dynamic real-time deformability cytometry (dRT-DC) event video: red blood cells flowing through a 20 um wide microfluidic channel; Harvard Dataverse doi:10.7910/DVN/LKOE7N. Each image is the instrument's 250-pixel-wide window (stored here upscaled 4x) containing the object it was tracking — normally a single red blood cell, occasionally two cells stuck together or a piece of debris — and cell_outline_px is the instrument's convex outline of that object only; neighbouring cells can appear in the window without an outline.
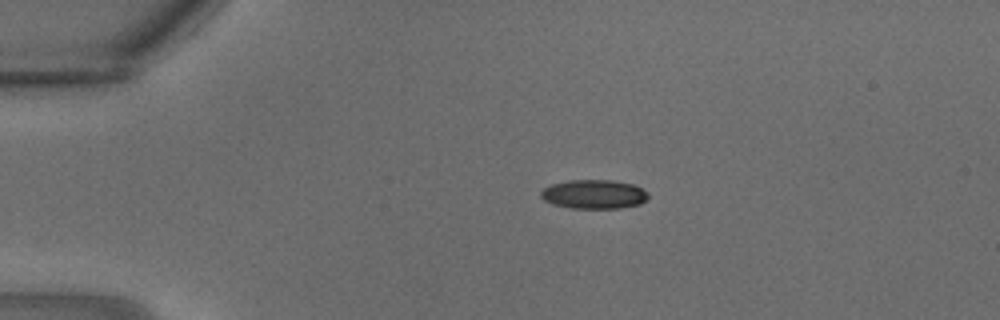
{"species": "common noctule bat (a hibernating species)", "species_latin": "Nyctalus noctula", "temperature_condition": "warm", "stored_images_in_passage": 8, "camera_frame_rate_fps": 3000, "um_per_image_px": 0.085, "animal": {"sex": "male", "body_mass_g": 18.8}, "frame": {"image": 1, "passage_image": 1, "time_ms": 0.0, "image_size_px": [1000, 320], "cell_outline_px": [[648, 196], [640, 204], [620, 208], [572, 208], [552, 204], [544, 200], [540, 196], [540, 192], [544, 188], [552, 184], [572, 180], [612, 180], [632, 184], [648, 192]], "centroid_in_image_um": [50.47, 16.51], "position_along_channel_um": 34.5, "area_um2": 18.03}}
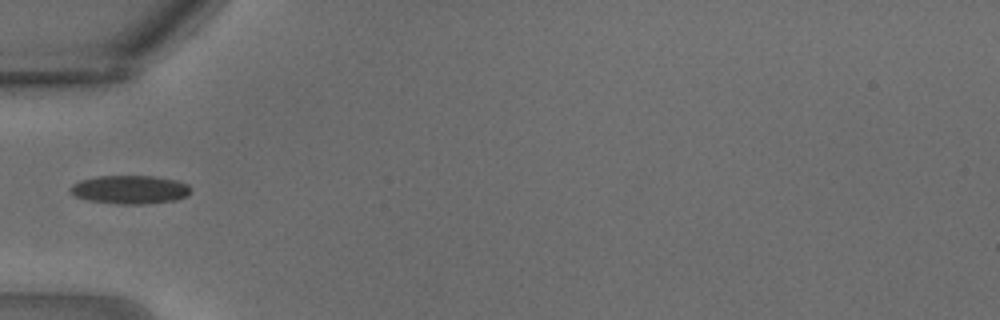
{"frame": {"image": 2, "passage_image": 5, "time_ms": 1.333, "image_size_px": [1000, 320], "cell_outline_px": [[192, 192], [188, 196], [176, 200], [144, 204], [120, 204], [88, 200], [76, 196], [68, 188], [72, 184], [80, 180], [96, 176], [152, 176], [176, 180], [188, 184], [192, 188]], "centroid_in_image_um": [11.08, 16.11], "position_along_channel_um": 73.9, "area_um2": 20.11}}
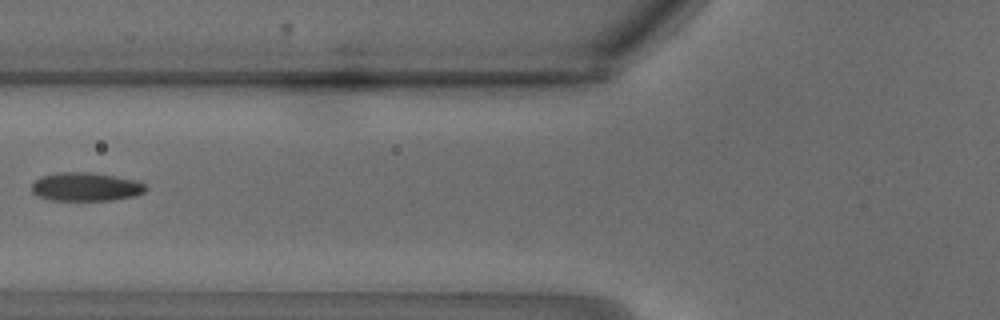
{"frame": {"image": 3, "passage_image": 7, "time_ms": 2.0, "image_size_px": [1000, 320], "cell_outline_px": [[148, 188], [144, 192], [136, 196], [112, 200], [52, 200], [36, 196], [32, 192], [32, 184], [40, 176], [60, 172], [92, 172], [136, 180], [144, 184]], "centroid_in_image_um": [7.29, 15.88], "position_along_channel_um": 118.5, "area_um2": 19.07}}